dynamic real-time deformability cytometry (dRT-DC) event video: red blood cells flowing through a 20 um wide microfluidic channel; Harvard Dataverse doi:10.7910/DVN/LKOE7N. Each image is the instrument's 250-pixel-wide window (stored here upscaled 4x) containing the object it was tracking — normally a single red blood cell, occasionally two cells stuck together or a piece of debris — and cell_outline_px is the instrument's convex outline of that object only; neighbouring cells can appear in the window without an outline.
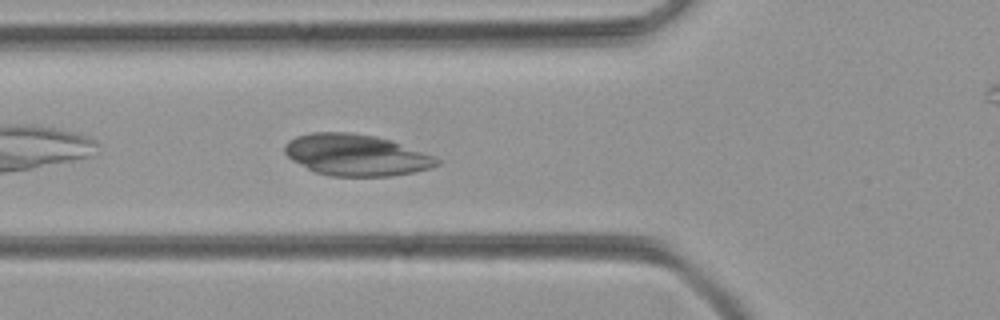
{"species": "common noctule bat (a hibernating species)", "species_latin": "Nyctalus noctula", "temperature_condition": "room temperature", "stored_images_in_passage": 36, "camera_frame_rate_fps": 3000, "um_per_image_px": 0.085, "animal": {"sex": "female", "body_mass_g": 21.9}, "frame": {"image": 1, "passage_image": 5, "time_ms": 1.333, "image_size_px": [1000, 320], "cell_outline_px": [[440, 164], [432, 168], [392, 176], [332, 176], [316, 172], [292, 160], [284, 152], [284, 144], [288, 140], [296, 136], [312, 132], [348, 132], [376, 136], [392, 140], [432, 156], [440, 160]], "centroid_in_image_um": [30.25, 13.17], "position_along_channel_um": 95.5, "area_um2": 36.65}}
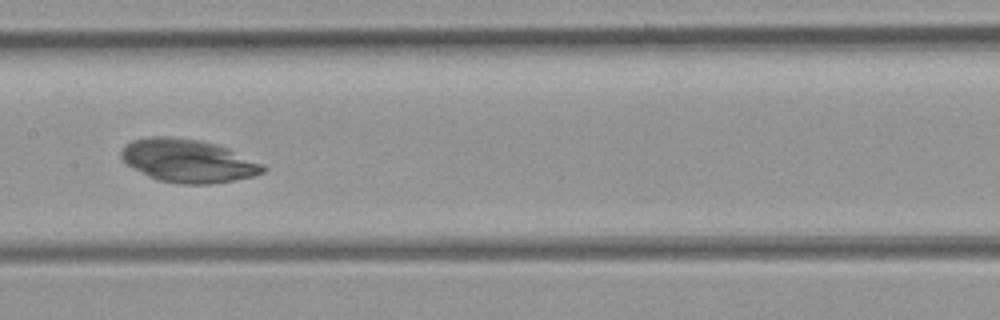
{"frame": {"image": 2, "passage_image": 12, "time_ms": 3.667, "image_size_px": [1000, 320], "cell_outline_px": [[268, 168], [264, 172], [252, 176], [232, 180], [208, 184], [180, 184], [160, 180], [148, 176], [132, 168], [120, 156], [120, 152], [132, 140], [152, 136], [168, 136], [196, 140], [228, 148], [264, 164]], "centroid_in_image_um": [15.99, 13.67], "position_along_channel_um": 191.4, "area_um2": 35.26}}
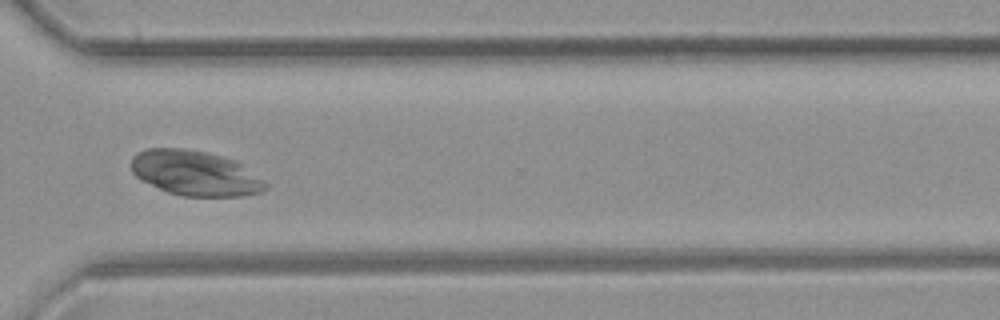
{"frame": {"image": 3, "passage_image": 24, "time_ms": 7.667, "image_size_px": [1000, 320], "cell_outline_px": [[268, 188], [264, 192], [240, 196], [184, 196], [168, 192], [140, 180], [132, 172], [132, 156], [136, 152], [148, 148], [184, 148], [204, 152], [220, 156], [232, 160], [240, 164], [264, 180], [268, 184]], "centroid_in_image_um": [16.57, 14.73], "position_along_channel_um": 354.0, "area_um2": 35.08}}